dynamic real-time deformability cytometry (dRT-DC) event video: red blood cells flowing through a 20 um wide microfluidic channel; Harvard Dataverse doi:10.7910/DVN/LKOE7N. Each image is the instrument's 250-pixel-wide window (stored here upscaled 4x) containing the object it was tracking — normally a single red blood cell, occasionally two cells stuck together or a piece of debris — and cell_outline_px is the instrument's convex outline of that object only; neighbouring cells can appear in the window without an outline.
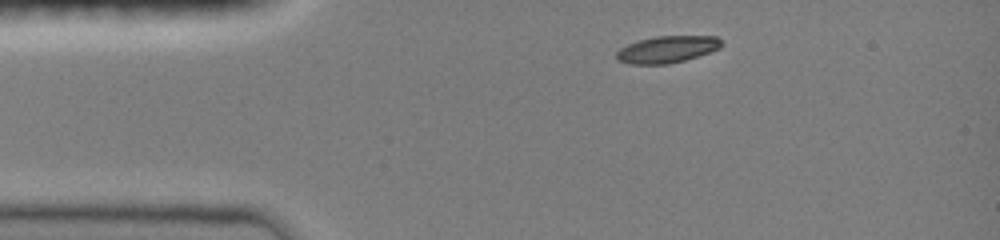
{"species": "common noctule bat (a hibernating species)", "species_latin": "Nyctalus noctula", "temperature_condition": "room temperature", "stored_images_in_passage": 5, "camera_frame_rate_fps": 3000, "um_per_image_px": 0.085, "animal": {"sex": "female", "body_mass_g": 19.0, "forearm_length_mm": 51.5}, "frame": {"image": 1, "passage_image": 1, "time_ms": 0.0, "image_size_px": [1000, 240], "cell_outline_px": [[724, 44], [720, 48], [684, 60], [668, 64], [628, 64], [616, 60], [616, 52], [620, 48], [628, 44], [640, 40], [656, 36], [716, 36]], "centroid_in_image_um": [56.68, 4.2], "position_along_channel_um": 28.3, "area_um2": 16.36}}
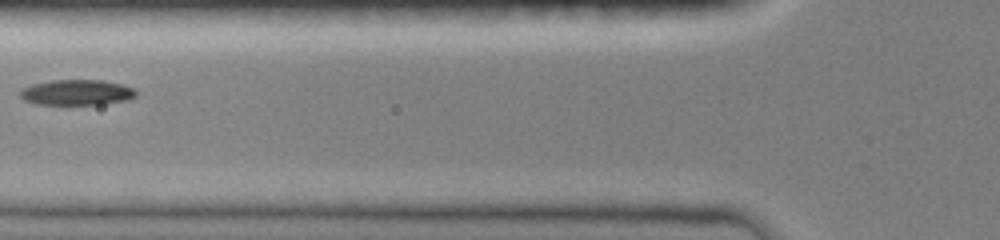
{"frame": {"image": 2, "passage_image": 4, "time_ms": 3.333, "image_size_px": [1000, 240], "cell_outline_px": [[136, 96], [128, 100], [100, 104], [36, 104], [24, 100], [20, 96], [20, 92], [24, 88], [32, 84], [48, 80], [100, 80], [124, 84], [132, 88], [136, 92]], "centroid_in_image_um": [6.53, 7.85], "position_along_channel_um": 119.3, "area_um2": 17.17}}
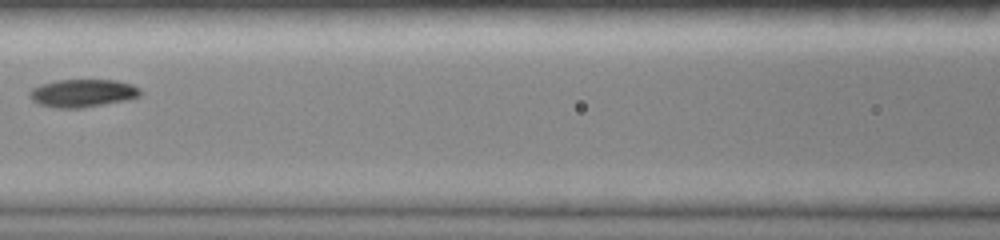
{"frame": {"image": 3, "passage_image": 5, "time_ms": 4.333, "image_size_px": [1000, 240], "cell_outline_px": [[140, 96], [128, 100], [84, 108], [56, 108], [40, 104], [32, 100], [28, 96], [28, 92], [32, 88], [40, 84], [56, 80], [116, 80], [132, 84], [140, 88]], "centroid_in_image_um": [7.02, 7.92], "position_along_channel_um": 159.6, "area_um2": 18.21}}